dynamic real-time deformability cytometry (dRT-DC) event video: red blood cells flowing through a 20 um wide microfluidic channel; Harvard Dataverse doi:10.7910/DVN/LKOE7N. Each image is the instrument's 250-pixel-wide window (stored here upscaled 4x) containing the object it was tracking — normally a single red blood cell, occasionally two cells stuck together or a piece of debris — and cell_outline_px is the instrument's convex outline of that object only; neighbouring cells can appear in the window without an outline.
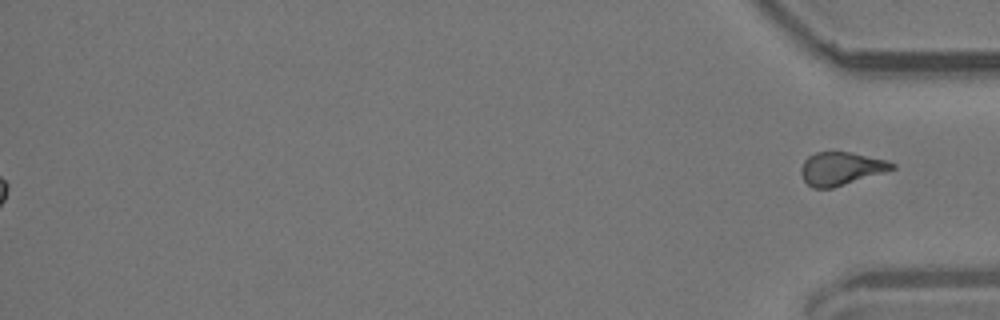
{"species": "common noctule bat (a hibernating species)", "species_latin": "Nyctalus noctula", "temperature_condition": "room temperature", "stored_images_in_passage": 56, "segment_of_instrument_passage": [2, 2], "camera_frame_rate_fps": 3000, "um_per_image_px": 0.085, "animal": {"sex": "male", "body_mass_g": 19.2, "forearm_length_mm": 51.8}, "frame": {"image": 1, "passage_image": 56, "time_ms": 18.333, "image_size_px": [1000, 320], "cell_outline_px": [[896, 168], [832, 188], [812, 188], [804, 180], [800, 172], [800, 168], [804, 160], [808, 156], [816, 152], [852, 152], [888, 160], [896, 164]], "centroid_in_image_um": [71.47, 14.31], "position_along_channel_um": 363.7, "area_um2": 17.51}}